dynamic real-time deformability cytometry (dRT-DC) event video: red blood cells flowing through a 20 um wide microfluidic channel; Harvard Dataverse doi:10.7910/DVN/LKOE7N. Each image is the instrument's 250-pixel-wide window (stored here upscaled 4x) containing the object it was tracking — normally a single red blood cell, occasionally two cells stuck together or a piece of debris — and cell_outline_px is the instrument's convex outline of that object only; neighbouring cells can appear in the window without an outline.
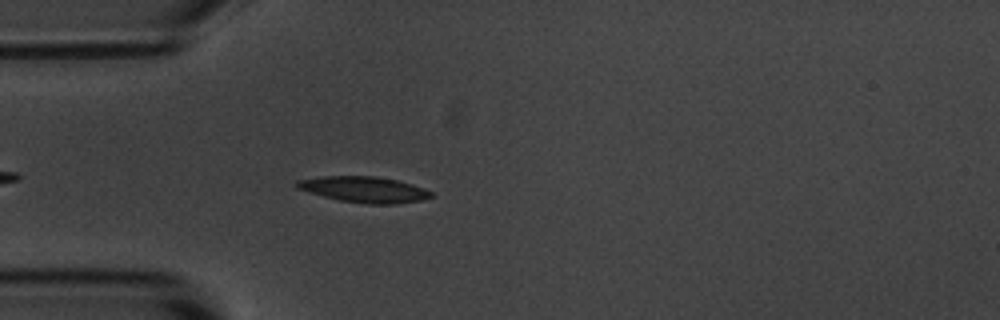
{"species": "common noctule bat (a hibernating species)", "species_latin": "Nyctalus noctula", "temperature_condition": "room temperature", "stored_images_in_passage": 4, "camera_frame_rate_fps": 3000, "um_per_image_px": 0.085, "animal": {"sex": "male", "body_mass_g": 20.1, "forearm_length_mm": 53.5}, "frame": {"image": 1, "passage_image": 4, "time_ms": 3.667, "image_size_px": [1000, 320], "cell_outline_px": [[436, 196], [420, 200], [396, 204], [368, 204], [340, 200], [324, 196], [296, 188], [296, 180], [324, 176], [376, 176], [396, 180], [412, 184], [424, 188], [432, 192]], "centroid_in_image_um": [30.99, 16.1], "position_along_channel_um": 54.0, "area_um2": 20.17}}